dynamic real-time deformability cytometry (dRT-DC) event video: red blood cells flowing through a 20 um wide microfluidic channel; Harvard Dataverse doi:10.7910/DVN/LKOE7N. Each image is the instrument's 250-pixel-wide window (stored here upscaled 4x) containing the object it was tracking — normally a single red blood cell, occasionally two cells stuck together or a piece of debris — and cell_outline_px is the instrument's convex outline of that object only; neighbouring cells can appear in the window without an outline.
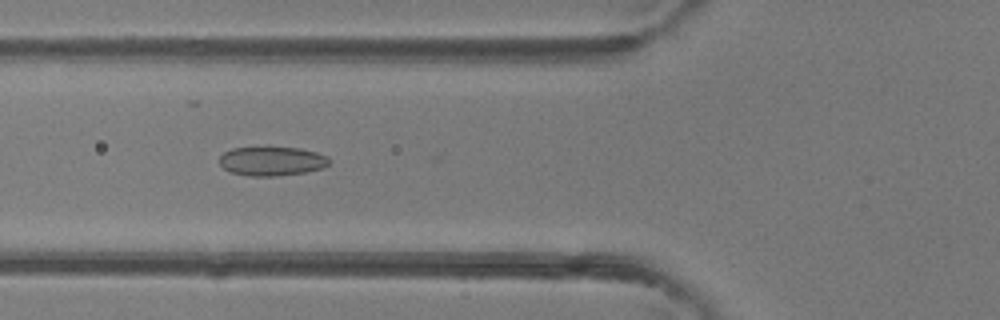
{"species": "common noctule bat (a hibernating species)", "species_latin": "Nyctalus noctula", "temperature_condition": "room temperature", "stored_images_in_passage": 34, "camera_frame_rate_fps": 3000, "um_per_image_px": 0.085, "animal": {"sex": "female"}, "frame": {"image": 1, "passage_image": 7, "time_ms": 2.0, "image_size_px": [1000, 320], "cell_outline_px": [[332, 160], [324, 168], [304, 172], [276, 176], [248, 176], [232, 172], [224, 168], [220, 164], [220, 156], [224, 152], [232, 148], [268, 144], [300, 148], [316, 152], [328, 156]], "centroid_in_image_um": [23.12, 13.64], "position_along_channel_um": 102.7, "area_um2": 19.48}}
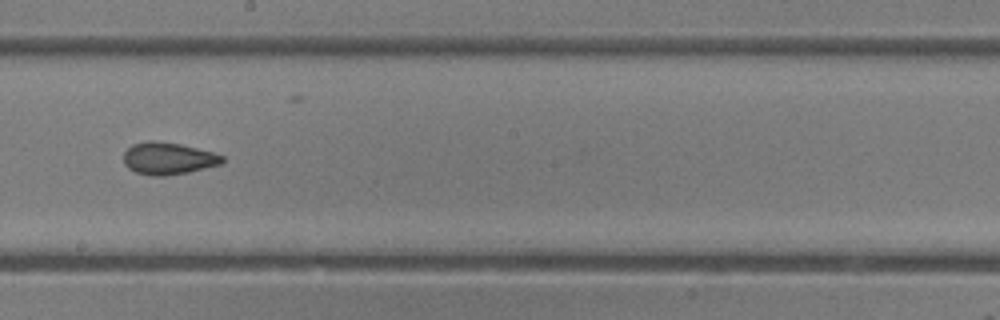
{"frame": {"image": 2, "passage_image": 16, "time_ms": 5.0, "image_size_px": [1000, 320], "cell_outline_px": [[224, 164], [188, 172], [168, 176], [152, 176], [136, 172], [128, 168], [124, 164], [124, 152], [132, 144], [148, 140], [152, 140], [180, 144], [212, 152], [224, 156]], "centroid_in_image_um": [14.3, 13.47], "position_along_channel_um": 233.9, "area_um2": 18.61}}
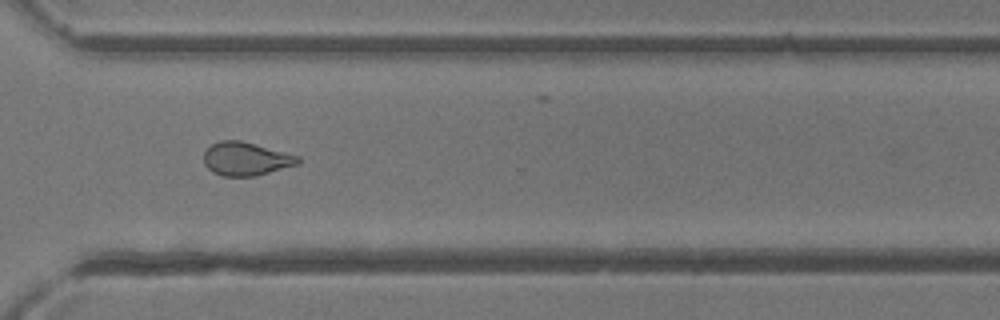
{"frame": {"image": 3, "passage_image": 24, "time_ms": 7.667, "image_size_px": [1000, 320], "cell_outline_px": [[300, 164], [256, 176], [224, 176], [212, 172], [204, 164], [204, 152], [212, 144], [220, 140], [240, 140], [300, 156]], "centroid_in_image_um": [20.92, 13.51], "position_along_channel_um": 349.7, "area_um2": 18.38}, "authors_computed_cell_mechanics": {"area_um2": 18.496, "velocity_mm_per_s": 4.3575, "shape_relaxation_time_tau1_ms": null, "shape_relaxation_time_tau2_ms": 2.0376, "deformation_change_tau1": null, "deformation_change_tau2": 0.0927}}